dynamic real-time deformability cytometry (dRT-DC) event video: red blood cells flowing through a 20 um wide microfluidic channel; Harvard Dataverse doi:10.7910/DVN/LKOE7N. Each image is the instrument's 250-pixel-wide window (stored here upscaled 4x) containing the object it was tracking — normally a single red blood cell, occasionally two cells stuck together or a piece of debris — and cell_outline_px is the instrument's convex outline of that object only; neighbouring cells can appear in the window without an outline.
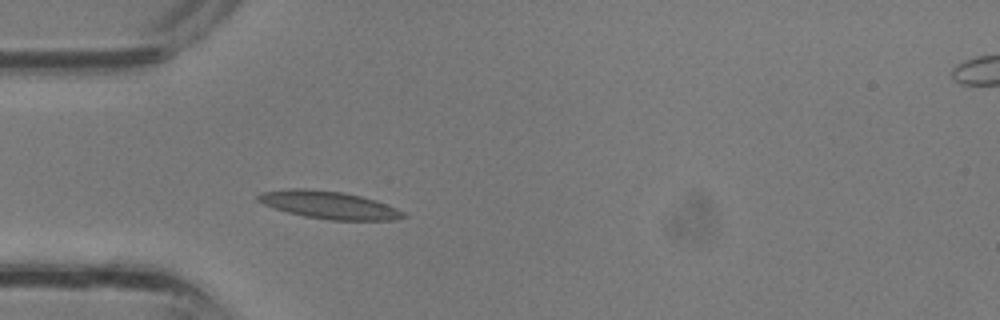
{"species": "common noctule bat (a hibernating species)", "species_latin": "Nyctalus noctula", "temperature_condition": "room temperature", "stored_images_in_passage": 26, "camera_frame_rate_fps": 3000, "um_per_image_px": 0.085, "animal": {"sex": "male", "body_mass_g": 13.3}, "frame": {"image": 1, "passage_image": 1, "time_ms": 0.0, "image_size_px": [1000, 320], "cell_outline_px": [[408, 216], [392, 220], [328, 220], [304, 216], [288, 212], [264, 204], [256, 200], [256, 196], [260, 192], [292, 188], [304, 188], [344, 192], [376, 200], [396, 208], [404, 212]], "centroid_in_image_um": [27.95, 17.42], "position_along_channel_um": 57.0, "area_um2": 23.35}}
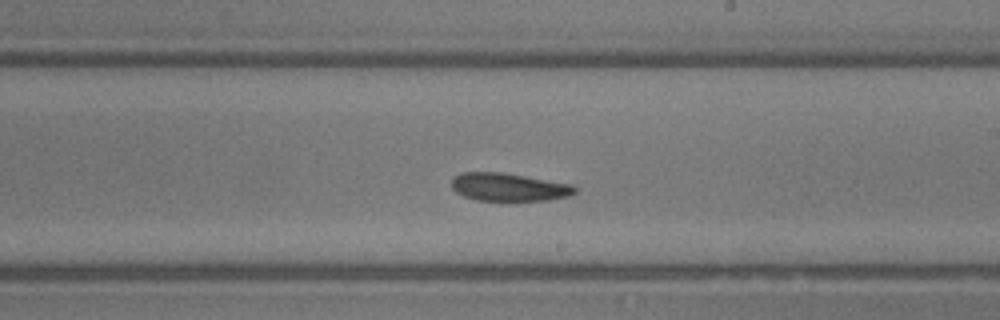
{"frame": {"image": 2, "passage_image": 11, "time_ms": 3.333, "image_size_px": [1000, 320], "cell_outline_px": [[576, 192], [568, 196], [548, 200], [476, 200], [464, 196], [456, 192], [452, 188], [452, 180], [456, 176], [464, 172], [504, 172], [572, 184], [576, 188]], "centroid_in_image_um": [43.26, 15.89], "position_along_channel_um": 245.7, "area_um2": 20.0}}
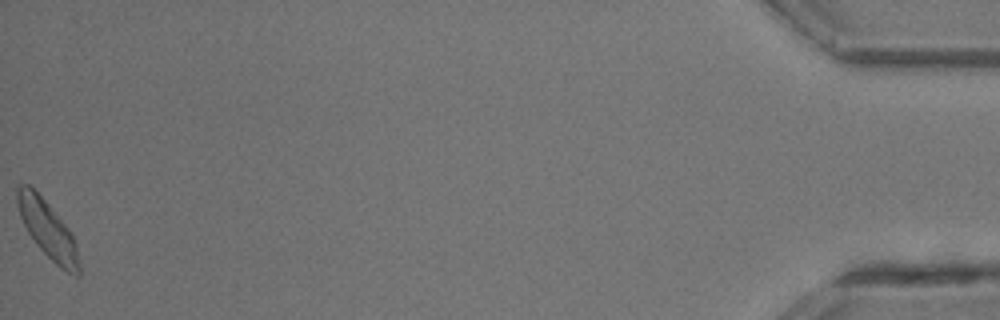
{"frame": {"image": 3, "passage_image": 26, "time_ms": 8.333, "image_size_px": [1000, 320], "cell_outline_px": [[80, 276], [76, 276], [60, 268], [40, 248], [28, 232], [20, 216], [16, 204], [16, 188], [20, 184], [28, 184], [44, 200], [72, 232], [80, 264]], "centroid_in_image_um": [4.05, 19.51], "position_along_channel_um": 431.2, "area_um2": 20.29}}